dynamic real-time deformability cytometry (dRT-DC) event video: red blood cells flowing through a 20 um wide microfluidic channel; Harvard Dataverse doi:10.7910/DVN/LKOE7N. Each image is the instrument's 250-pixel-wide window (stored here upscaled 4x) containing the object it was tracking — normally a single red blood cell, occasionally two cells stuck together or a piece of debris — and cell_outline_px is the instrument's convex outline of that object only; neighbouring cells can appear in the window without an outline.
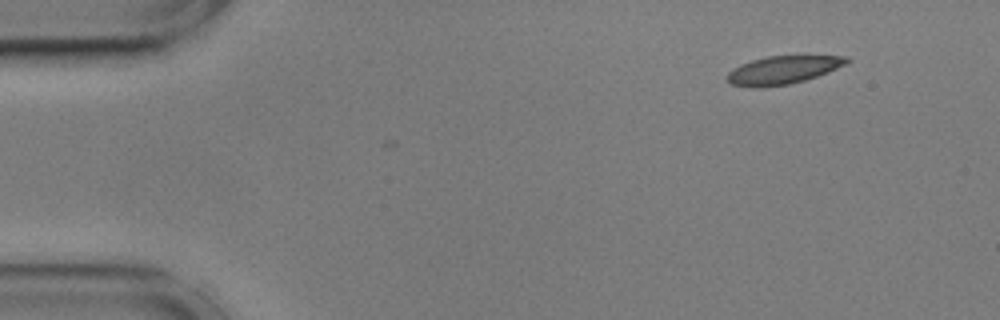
{"species": "common noctule bat (a hibernating species)", "species_latin": "Nyctalus noctula", "temperature_condition": "cold", "stored_images_in_passage": 2, "camera_frame_rate_fps": 3000, "um_per_image_px": 0.085, "animal": {"sex": "male", "body_mass_g": 17.9, "forearm_length_mm": 54.2}, "frame": {"image": 1, "passage_image": 2, "time_ms": 0.333, "image_size_px": [1000, 320], "cell_outline_px": [[852, 60], [836, 68], [816, 76], [804, 80], [788, 84], [760, 88], [752, 88], [728, 84], [728, 72], [732, 68], [740, 64], [752, 60], [768, 56], [848, 56]], "centroid_in_image_um": [66.48, 5.96], "position_along_channel_um": 18.5, "area_um2": 19.48}}